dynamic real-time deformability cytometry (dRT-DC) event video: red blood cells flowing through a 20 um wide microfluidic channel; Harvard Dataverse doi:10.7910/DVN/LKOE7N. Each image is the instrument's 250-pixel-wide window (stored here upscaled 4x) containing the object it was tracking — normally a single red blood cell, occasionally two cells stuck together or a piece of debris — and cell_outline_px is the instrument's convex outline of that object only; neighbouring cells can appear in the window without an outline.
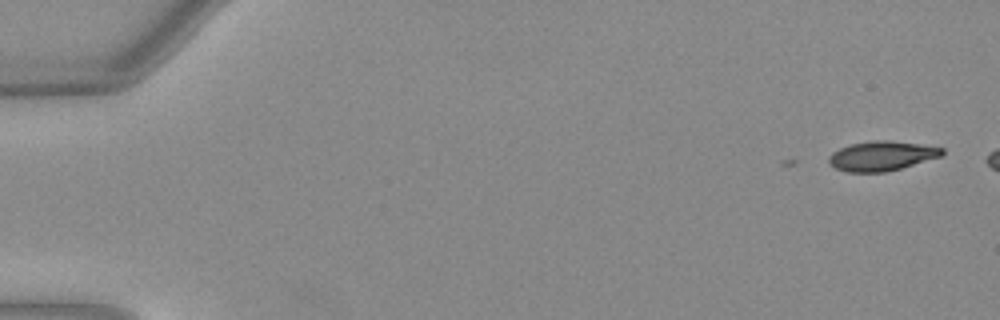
{"species": "Egyptian fruit bat (a non-hibernating species)", "species_latin": "Rousettus aegyptiacus", "temperature_condition": "warm", "stored_images_in_passage": 2, "camera_frame_rate_fps": 3000, "um_per_image_px": 0.085, "animal": {"sex": "female"}, "frame": {"image": 1, "passage_image": 2, "time_ms": 0.333, "image_size_px": [1000, 320], "cell_outline_px": [[944, 152], [940, 156], [900, 168], [884, 172], [848, 172], [836, 168], [828, 160], [828, 156], [832, 152], [840, 148], [852, 144], [876, 140], [884, 140], [916, 144], [944, 148]], "centroid_in_image_um": [74.91, 13.26], "position_along_channel_um": 10.1, "area_um2": 19.02}}